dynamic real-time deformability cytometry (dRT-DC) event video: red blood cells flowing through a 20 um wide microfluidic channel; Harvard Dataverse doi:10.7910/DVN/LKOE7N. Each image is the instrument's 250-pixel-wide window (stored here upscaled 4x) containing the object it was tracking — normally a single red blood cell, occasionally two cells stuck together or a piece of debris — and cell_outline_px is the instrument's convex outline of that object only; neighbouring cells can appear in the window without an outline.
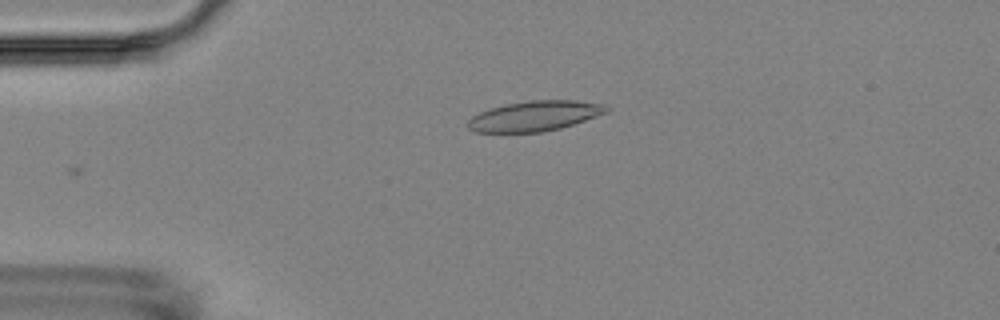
{"species": "Egyptian fruit bat (a non-hibernating species)", "species_latin": "Rousettus aegyptiacus", "temperature_condition": "room temperature", "stored_images_in_passage": 3, "camera_frame_rate_fps": 3000, "um_per_image_px": 0.085, "animal": {"sex": "female"}, "frame": {"image": 1, "passage_image": 1, "time_ms": 0.0, "image_size_px": [1000, 320], "cell_outline_px": [[608, 112], [560, 128], [544, 132], [476, 132], [468, 128], [468, 120], [472, 116], [488, 108], [504, 104], [528, 100], [576, 100], [604, 104], [608, 108]], "centroid_in_image_um": [45.42, 9.85], "position_along_channel_um": 39.6, "area_um2": 24.33}}